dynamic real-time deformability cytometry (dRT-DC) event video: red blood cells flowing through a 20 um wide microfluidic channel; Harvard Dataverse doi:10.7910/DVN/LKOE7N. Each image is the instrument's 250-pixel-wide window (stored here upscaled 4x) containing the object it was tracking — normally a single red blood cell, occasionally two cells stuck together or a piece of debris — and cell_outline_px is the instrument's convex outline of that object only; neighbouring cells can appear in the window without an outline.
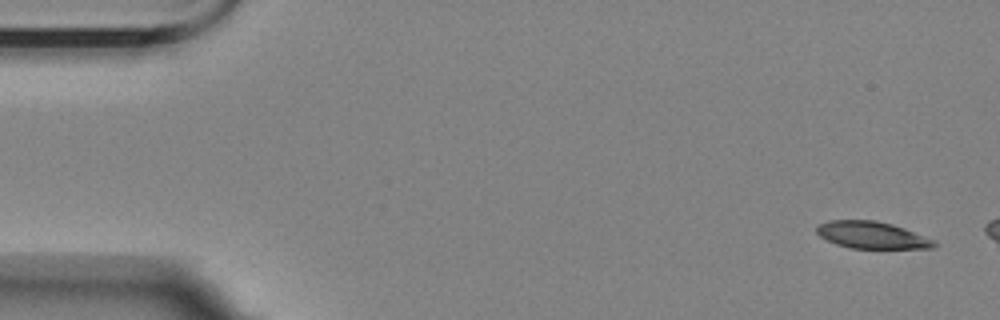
{"species": "Egyptian fruit bat (a non-hibernating species)", "species_latin": "Rousettus aegyptiacus", "temperature_condition": "room temperature", "stored_images_in_passage": 3, "camera_frame_rate_fps": 3000, "um_per_image_px": 0.085, "animal": {"sex": "female"}, "frame": {"image": 1, "passage_image": 1, "time_ms": 0.0, "image_size_px": [1000, 320], "cell_outline_px": [[940, 244], [932, 248], [848, 248], [836, 244], [820, 236], [816, 232], [816, 228], [820, 224], [828, 220], [876, 220], [892, 224], [904, 228], [936, 240]], "centroid_in_image_um": [74.14, 19.98], "position_along_channel_um": 10.9, "area_um2": 18.55}}